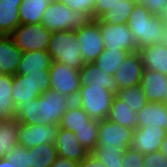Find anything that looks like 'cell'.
<instances>
[{
    "label": "cell",
    "mask_w": 167,
    "mask_h": 167,
    "mask_svg": "<svg viewBox=\"0 0 167 167\" xmlns=\"http://www.w3.org/2000/svg\"><path fill=\"white\" fill-rule=\"evenodd\" d=\"M167 131L158 126L136 127L133 131L131 147L141 154L159 151L161 142L165 139Z\"/></svg>",
    "instance_id": "5bb4252c"
},
{
    "label": "cell",
    "mask_w": 167,
    "mask_h": 167,
    "mask_svg": "<svg viewBox=\"0 0 167 167\" xmlns=\"http://www.w3.org/2000/svg\"><path fill=\"white\" fill-rule=\"evenodd\" d=\"M139 86L147 102L167 104V75L144 69Z\"/></svg>",
    "instance_id": "4fadbf2b"
},
{
    "label": "cell",
    "mask_w": 167,
    "mask_h": 167,
    "mask_svg": "<svg viewBox=\"0 0 167 167\" xmlns=\"http://www.w3.org/2000/svg\"><path fill=\"white\" fill-rule=\"evenodd\" d=\"M51 33L40 24H20L10 35L22 51H47Z\"/></svg>",
    "instance_id": "5b68a950"
},
{
    "label": "cell",
    "mask_w": 167,
    "mask_h": 167,
    "mask_svg": "<svg viewBox=\"0 0 167 167\" xmlns=\"http://www.w3.org/2000/svg\"><path fill=\"white\" fill-rule=\"evenodd\" d=\"M76 38L80 43L84 63H93L104 50L98 20L90 19L77 29Z\"/></svg>",
    "instance_id": "9c48e42d"
},
{
    "label": "cell",
    "mask_w": 167,
    "mask_h": 167,
    "mask_svg": "<svg viewBox=\"0 0 167 167\" xmlns=\"http://www.w3.org/2000/svg\"><path fill=\"white\" fill-rule=\"evenodd\" d=\"M50 90L66 96L73 101L80 89L79 70L67 67L61 62L52 61L49 69Z\"/></svg>",
    "instance_id": "8992f818"
},
{
    "label": "cell",
    "mask_w": 167,
    "mask_h": 167,
    "mask_svg": "<svg viewBox=\"0 0 167 167\" xmlns=\"http://www.w3.org/2000/svg\"><path fill=\"white\" fill-rule=\"evenodd\" d=\"M47 52L52 61L61 62L75 70H80L85 65L81 58V47L76 38V30L52 32Z\"/></svg>",
    "instance_id": "7a4b0ae2"
},
{
    "label": "cell",
    "mask_w": 167,
    "mask_h": 167,
    "mask_svg": "<svg viewBox=\"0 0 167 167\" xmlns=\"http://www.w3.org/2000/svg\"><path fill=\"white\" fill-rule=\"evenodd\" d=\"M121 0H95L94 2V20L99 19L108 10Z\"/></svg>",
    "instance_id": "60d3db41"
},
{
    "label": "cell",
    "mask_w": 167,
    "mask_h": 167,
    "mask_svg": "<svg viewBox=\"0 0 167 167\" xmlns=\"http://www.w3.org/2000/svg\"><path fill=\"white\" fill-rule=\"evenodd\" d=\"M143 63L138 51L129 52L113 74L119 89L139 86L143 72Z\"/></svg>",
    "instance_id": "7c38bea8"
},
{
    "label": "cell",
    "mask_w": 167,
    "mask_h": 167,
    "mask_svg": "<svg viewBox=\"0 0 167 167\" xmlns=\"http://www.w3.org/2000/svg\"><path fill=\"white\" fill-rule=\"evenodd\" d=\"M38 97L15 106L14 118L22 124H40L41 115L37 113Z\"/></svg>",
    "instance_id": "1f68e13d"
},
{
    "label": "cell",
    "mask_w": 167,
    "mask_h": 167,
    "mask_svg": "<svg viewBox=\"0 0 167 167\" xmlns=\"http://www.w3.org/2000/svg\"><path fill=\"white\" fill-rule=\"evenodd\" d=\"M55 1V0H51ZM65 4L73 11H82L90 19H94V2L95 0H58Z\"/></svg>",
    "instance_id": "d590c367"
},
{
    "label": "cell",
    "mask_w": 167,
    "mask_h": 167,
    "mask_svg": "<svg viewBox=\"0 0 167 167\" xmlns=\"http://www.w3.org/2000/svg\"><path fill=\"white\" fill-rule=\"evenodd\" d=\"M137 2L144 6L152 15L160 17L164 16L167 8V0H137Z\"/></svg>",
    "instance_id": "f35d334b"
},
{
    "label": "cell",
    "mask_w": 167,
    "mask_h": 167,
    "mask_svg": "<svg viewBox=\"0 0 167 167\" xmlns=\"http://www.w3.org/2000/svg\"><path fill=\"white\" fill-rule=\"evenodd\" d=\"M107 119L133 130L136 128V113L116 95L112 99Z\"/></svg>",
    "instance_id": "7402d4cb"
},
{
    "label": "cell",
    "mask_w": 167,
    "mask_h": 167,
    "mask_svg": "<svg viewBox=\"0 0 167 167\" xmlns=\"http://www.w3.org/2000/svg\"><path fill=\"white\" fill-rule=\"evenodd\" d=\"M51 62V56L47 51L22 52L16 74L24 75L49 70Z\"/></svg>",
    "instance_id": "ffe728a7"
},
{
    "label": "cell",
    "mask_w": 167,
    "mask_h": 167,
    "mask_svg": "<svg viewBox=\"0 0 167 167\" xmlns=\"http://www.w3.org/2000/svg\"><path fill=\"white\" fill-rule=\"evenodd\" d=\"M51 0H22L19 6L20 24H40Z\"/></svg>",
    "instance_id": "d4e9b609"
},
{
    "label": "cell",
    "mask_w": 167,
    "mask_h": 167,
    "mask_svg": "<svg viewBox=\"0 0 167 167\" xmlns=\"http://www.w3.org/2000/svg\"><path fill=\"white\" fill-rule=\"evenodd\" d=\"M74 101L54 90H47L38 96L37 113H40V123L58 125L63 113Z\"/></svg>",
    "instance_id": "ba28073f"
},
{
    "label": "cell",
    "mask_w": 167,
    "mask_h": 167,
    "mask_svg": "<svg viewBox=\"0 0 167 167\" xmlns=\"http://www.w3.org/2000/svg\"><path fill=\"white\" fill-rule=\"evenodd\" d=\"M24 76H28L29 79H31L35 83L36 89H38L40 93H44L47 90H50L49 70H43V72L24 74Z\"/></svg>",
    "instance_id": "74e56055"
},
{
    "label": "cell",
    "mask_w": 167,
    "mask_h": 167,
    "mask_svg": "<svg viewBox=\"0 0 167 167\" xmlns=\"http://www.w3.org/2000/svg\"><path fill=\"white\" fill-rule=\"evenodd\" d=\"M56 158L54 144H40L28 148L29 167H50Z\"/></svg>",
    "instance_id": "484cf974"
},
{
    "label": "cell",
    "mask_w": 167,
    "mask_h": 167,
    "mask_svg": "<svg viewBox=\"0 0 167 167\" xmlns=\"http://www.w3.org/2000/svg\"><path fill=\"white\" fill-rule=\"evenodd\" d=\"M19 120L14 117H4L0 120V158L18 145Z\"/></svg>",
    "instance_id": "cb8c5ba5"
},
{
    "label": "cell",
    "mask_w": 167,
    "mask_h": 167,
    "mask_svg": "<svg viewBox=\"0 0 167 167\" xmlns=\"http://www.w3.org/2000/svg\"><path fill=\"white\" fill-rule=\"evenodd\" d=\"M79 80L81 86L92 85L105 88L113 94H116L119 90L115 77L113 75H107L93 63H85V65L79 70Z\"/></svg>",
    "instance_id": "2e32d148"
},
{
    "label": "cell",
    "mask_w": 167,
    "mask_h": 167,
    "mask_svg": "<svg viewBox=\"0 0 167 167\" xmlns=\"http://www.w3.org/2000/svg\"><path fill=\"white\" fill-rule=\"evenodd\" d=\"M138 52L144 69H151L167 75V49L163 43L146 45L140 48Z\"/></svg>",
    "instance_id": "d6986e66"
},
{
    "label": "cell",
    "mask_w": 167,
    "mask_h": 167,
    "mask_svg": "<svg viewBox=\"0 0 167 167\" xmlns=\"http://www.w3.org/2000/svg\"><path fill=\"white\" fill-rule=\"evenodd\" d=\"M159 152H161L163 155L167 157V135L165 136V139L160 144Z\"/></svg>",
    "instance_id": "ee69618b"
},
{
    "label": "cell",
    "mask_w": 167,
    "mask_h": 167,
    "mask_svg": "<svg viewBox=\"0 0 167 167\" xmlns=\"http://www.w3.org/2000/svg\"><path fill=\"white\" fill-rule=\"evenodd\" d=\"M20 4H9L0 1V34L10 36L14 29L20 25Z\"/></svg>",
    "instance_id": "4316f807"
},
{
    "label": "cell",
    "mask_w": 167,
    "mask_h": 167,
    "mask_svg": "<svg viewBox=\"0 0 167 167\" xmlns=\"http://www.w3.org/2000/svg\"><path fill=\"white\" fill-rule=\"evenodd\" d=\"M99 121L91 119L89 127L76 130L75 136L77 137L80 145L91 152L97 146L98 140Z\"/></svg>",
    "instance_id": "e575fe53"
},
{
    "label": "cell",
    "mask_w": 167,
    "mask_h": 167,
    "mask_svg": "<svg viewBox=\"0 0 167 167\" xmlns=\"http://www.w3.org/2000/svg\"><path fill=\"white\" fill-rule=\"evenodd\" d=\"M57 156L81 162L90 152L82 147L75 133L59 128L54 143Z\"/></svg>",
    "instance_id": "9a60e30c"
},
{
    "label": "cell",
    "mask_w": 167,
    "mask_h": 167,
    "mask_svg": "<svg viewBox=\"0 0 167 167\" xmlns=\"http://www.w3.org/2000/svg\"><path fill=\"white\" fill-rule=\"evenodd\" d=\"M90 18L82 11H73L62 2L51 1L42 15L41 24L50 32L77 30Z\"/></svg>",
    "instance_id": "3957f363"
},
{
    "label": "cell",
    "mask_w": 167,
    "mask_h": 167,
    "mask_svg": "<svg viewBox=\"0 0 167 167\" xmlns=\"http://www.w3.org/2000/svg\"><path fill=\"white\" fill-rule=\"evenodd\" d=\"M22 51L15 45L11 36L0 38V74L13 76L16 74Z\"/></svg>",
    "instance_id": "e0dca14e"
},
{
    "label": "cell",
    "mask_w": 167,
    "mask_h": 167,
    "mask_svg": "<svg viewBox=\"0 0 167 167\" xmlns=\"http://www.w3.org/2000/svg\"><path fill=\"white\" fill-rule=\"evenodd\" d=\"M115 95L129 105L134 113L140 111L147 103L146 97L142 93L140 86L119 89Z\"/></svg>",
    "instance_id": "d6a6232c"
},
{
    "label": "cell",
    "mask_w": 167,
    "mask_h": 167,
    "mask_svg": "<svg viewBox=\"0 0 167 167\" xmlns=\"http://www.w3.org/2000/svg\"><path fill=\"white\" fill-rule=\"evenodd\" d=\"M142 167H167V157L159 151L143 154Z\"/></svg>",
    "instance_id": "ab89813d"
},
{
    "label": "cell",
    "mask_w": 167,
    "mask_h": 167,
    "mask_svg": "<svg viewBox=\"0 0 167 167\" xmlns=\"http://www.w3.org/2000/svg\"><path fill=\"white\" fill-rule=\"evenodd\" d=\"M0 167H29L28 148L13 146L3 158Z\"/></svg>",
    "instance_id": "836d02e7"
},
{
    "label": "cell",
    "mask_w": 167,
    "mask_h": 167,
    "mask_svg": "<svg viewBox=\"0 0 167 167\" xmlns=\"http://www.w3.org/2000/svg\"><path fill=\"white\" fill-rule=\"evenodd\" d=\"M40 95L41 93L36 89L35 83L28 76L13 75L12 96L15 106L18 103L34 100Z\"/></svg>",
    "instance_id": "44dd1931"
},
{
    "label": "cell",
    "mask_w": 167,
    "mask_h": 167,
    "mask_svg": "<svg viewBox=\"0 0 167 167\" xmlns=\"http://www.w3.org/2000/svg\"><path fill=\"white\" fill-rule=\"evenodd\" d=\"M138 49L150 44H162L167 34V21L152 15L144 6L135 3L127 20Z\"/></svg>",
    "instance_id": "6da1fadb"
},
{
    "label": "cell",
    "mask_w": 167,
    "mask_h": 167,
    "mask_svg": "<svg viewBox=\"0 0 167 167\" xmlns=\"http://www.w3.org/2000/svg\"><path fill=\"white\" fill-rule=\"evenodd\" d=\"M114 95L115 94L105 88L92 85L80 86L79 94L74 102L80 106L91 119L99 121L107 119Z\"/></svg>",
    "instance_id": "277c9868"
},
{
    "label": "cell",
    "mask_w": 167,
    "mask_h": 167,
    "mask_svg": "<svg viewBox=\"0 0 167 167\" xmlns=\"http://www.w3.org/2000/svg\"><path fill=\"white\" fill-rule=\"evenodd\" d=\"M143 154L136 149L129 147L123 150L122 153V167H142Z\"/></svg>",
    "instance_id": "8d00e7d4"
},
{
    "label": "cell",
    "mask_w": 167,
    "mask_h": 167,
    "mask_svg": "<svg viewBox=\"0 0 167 167\" xmlns=\"http://www.w3.org/2000/svg\"><path fill=\"white\" fill-rule=\"evenodd\" d=\"M79 167H105L101 161L98 160L94 155L89 153L81 162Z\"/></svg>",
    "instance_id": "b9f144b4"
},
{
    "label": "cell",
    "mask_w": 167,
    "mask_h": 167,
    "mask_svg": "<svg viewBox=\"0 0 167 167\" xmlns=\"http://www.w3.org/2000/svg\"><path fill=\"white\" fill-rule=\"evenodd\" d=\"M163 18L167 21V8H166V10H165V13H164Z\"/></svg>",
    "instance_id": "7dc6e473"
},
{
    "label": "cell",
    "mask_w": 167,
    "mask_h": 167,
    "mask_svg": "<svg viewBox=\"0 0 167 167\" xmlns=\"http://www.w3.org/2000/svg\"><path fill=\"white\" fill-rule=\"evenodd\" d=\"M98 25L105 49L123 50L127 52H136L139 50L127 23L117 25L98 22Z\"/></svg>",
    "instance_id": "52a82bcc"
},
{
    "label": "cell",
    "mask_w": 167,
    "mask_h": 167,
    "mask_svg": "<svg viewBox=\"0 0 167 167\" xmlns=\"http://www.w3.org/2000/svg\"><path fill=\"white\" fill-rule=\"evenodd\" d=\"M137 0H121L117 2L111 10L104 13L98 20V22L112 23V24H124L127 22L133 6Z\"/></svg>",
    "instance_id": "f546056e"
},
{
    "label": "cell",
    "mask_w": 167,
    "mask_h": 167,
    "mask_svg": "<svg viewBox=\"0 0 167 167\" xmlns=\"http://www.w3.org/2000/svg\"><path fill=\"white\" fill-rule=\"evenodd\" d=\"M133 129L121 126L108 119L99 120L97 144L120 147L122 150L131 147Z\"/></svg>",
    "instance_id": "8fae6325"
},
{
    "label": "cell",
    "mask_w": 167,
    "mask_h": 167,
    "mask_svg": "<svg viewBox=\"0 0 167 167\" xmlns=\"http://www.w3.org/2000/svg\"><path fill=\"white\" fill-rule=\"evenodd\" d=\"M128 53L123 50H108L104 48L93 64L107 75H113Z\"/></svg>",
    "instance_id": "83f0119b"
},
{
    "label": "cell",
    "mask_w": 167,
    "mask_h": 167,
    "mask_svg": "<svg viewBox=\"0 0 167 167\" xmlns=\"http://www.w3.org/2000/svg\"><path fill=\"white\" fill-rule=\"evenodd\" d=\"M163 44L166 46V49H167V34H166V37H165V39H164Z\"/></svg>",
    "instance_id": "bcb514c9"
},
{
    "label": "cell",
    "mask_w": 167,
    "mask_h": 167,
    "mask_svg": "<svg viewBox=\"0 0 167 167\" xmlns=\"http://www.w3.org/2000/svg\"><path fill=\"white\" fill-rule=\"evenodd\" d=\"M13 76L0 74V116L14 117L15 105L12 96Z\"/></svg>",
    "instance_id": "f1b7e54d"
},
{
    "label": "cell",
    "mask_w": 167,
    "mask_h": 167,
    "mask_svg": "<svg viewBox=\"0 0 167 167\" xmlns=\"http://www.w3.org/2000/svg\"><path fill=\"white\" fill-rule=\"evenodd\" d=\"M167 104L161 102H147L146 105L136 113V127L158 126L166 130L167 126Z\"/></svg>",
    "instance_id": "ac0fdd59"
},
{
    "label": "cell",
    "mask_w": 167,
    "mask_h": 167,
    "mask_svg": "<svg viewBox=\"0 0 167 167\" xmlns=\"http://www.w3.org/2000/svg\"><path fill=\"white\" fill-rule=\"evenodd\" d=\"M91 118L89 115L75 102L63 113L59 121V128L71 131L73 133L76 130L84 127H89V121Z\"/></svg>",
    "instance_id": "603a6c76"
},
{
    "label": "cell",
    "mask_w": 167,
    "mask_h": 167,
    "mask_svg": "<svg viewBox=\"0 0 167 167\" xmlns=\"http://www.w3.org/2000/svg\"><path fill=\"white\" fill-rule=\"evenodd\" d=\"M50 167H79V163L69 160L68 158L57 156Z\"/></svg>",
    "instance_id": "7bdbcfd3"
},
{
    "label": "cell",
    "mask_w": 167,
    "mask_h": 167,
    "mask_svg": "<svg viewBox=\"0 0 167 167\" xmlns=\"http://www.w3.org/2000/svg\"><path fill=\"white\" fill-rule=\"evenodd\" d=\"M0 1L9 3V4H21L22 0H0Z\"/></svg>",
    "instance_id": "f6af8a7d"
},
{
    "label": "cell",
    "mask_w": 167,
    "mask_h": 167,
    "mask_svg": "<svg viewBox=\"0 0 167 167\" xmlns=\"http://www.w3.org/2000/svg\"><path fill=\"white\" fill-rule=\"evenodd\" d=\"M59 125L19 124L18 145L31 148L40 144H54Z\"/></svg>",
    "instance_id": "30bf717a"
},
{
    "label": "cell",
    "mask_w": 167,
    "mask_h": 167,
    "mask_svg": "<svg viewBox=\"0 0 167 167\" xmlns=\"http://www.w3.org/2000/svg\"><path fill=\"white\" fill-rule=\"evenodd\" d=\"M90 153L98 158L105 167H122L123 150L120 147L114 145L113 147H110L105 144H97Z\"/></svg>",
    "instance_id": "4dcf8cb0"
}]
</instances>
